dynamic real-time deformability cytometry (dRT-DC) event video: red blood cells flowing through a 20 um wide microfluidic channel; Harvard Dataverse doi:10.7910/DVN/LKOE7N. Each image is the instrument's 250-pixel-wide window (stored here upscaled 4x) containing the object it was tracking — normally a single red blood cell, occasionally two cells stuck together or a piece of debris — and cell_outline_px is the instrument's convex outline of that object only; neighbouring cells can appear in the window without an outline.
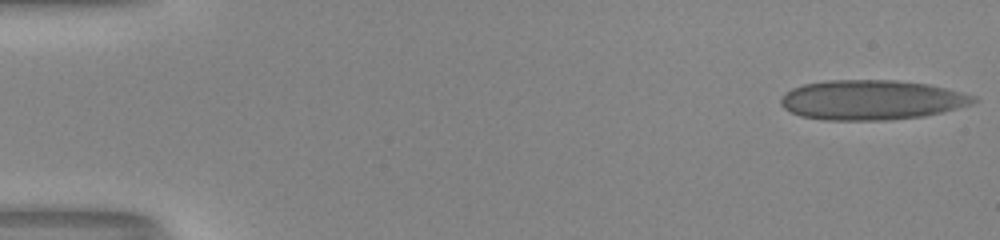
{"species": "human", "species_latin": "Homo sapiens", "temperature_condition": "room temperature", "stored_images_in_passage": 52, "camera_frame_rate_fps": 3000, "um_per_image_px": 0.085, "donor": {"sex": "male"}, "frame": {"image": 1, "passage_image": 1, "time_ms": 0.0, "image_size_px": [1000, 240], "cell_outline_px": [[980, 100], [972, 104], [924, 116], [888, 120], [824, 120], [800, 116], [784, 108], [780, 104], [780, 100], [792, 88], [804, 84], [828, 80], [892, 80], [928, 84], [976, 96]], "centroid_in_image_um": [74.08, 8.5], "position_along_channel_um": 10.9, "area_um2": 44.51}}
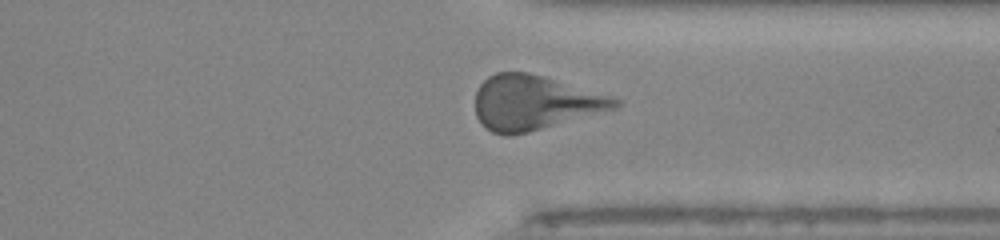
{"frame": {"image": 2, "passage_image": 40, "time_ms": 13.0, "image_size_px": [1000, 240], "cell_outline_px": [[620, 108], [528, 132], [512, 136], [504, 136], [492, 132], [484, 128], [476, 116], [476, 92], [480, 84], [488, 76], [496, 72], [528, 72], [544, 76], [612, 96], [620, 100]], "centroid_in_image_um": [45.44, 8.74], "position_along_channel_um": 366.0, "area_um2": 44.74}}
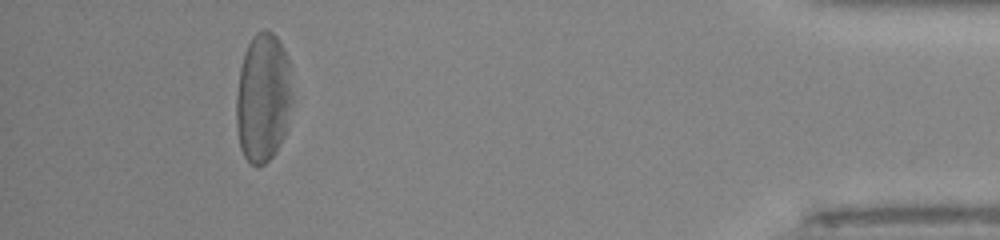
{"frame": {"image": 3, "passage_image": 48, "time_ms": 15.667, "image_size_px": [1000, 240], "cell_outline_px": [[292, 100], [288, 128], [276, 152], [264, 164], [252, 164], [244, 156], [240, 148], [236, 124], [236, 96], [240, 68], [244, 52], [252, 36], [256, 32], [264, 28], [272, 32], [276, 36], [288, 60], [292, 96]], "centroid_in_image_um": [22.35, 8.31], "position_along_channel_um": 412.8, "area_um2": 42.43}, "authors_computed_cell_mechanics": {"area_um2": 42.8876, "velocity_mm_per_s": 3.9862, "shape_relaxation_time_tau1_ms": 5.5972, "shape_relaxation_time_tau2_ms": 0.8474, "deformation_change_tau1": 0.2127, "deformation_change_tau2": 0.1021}}